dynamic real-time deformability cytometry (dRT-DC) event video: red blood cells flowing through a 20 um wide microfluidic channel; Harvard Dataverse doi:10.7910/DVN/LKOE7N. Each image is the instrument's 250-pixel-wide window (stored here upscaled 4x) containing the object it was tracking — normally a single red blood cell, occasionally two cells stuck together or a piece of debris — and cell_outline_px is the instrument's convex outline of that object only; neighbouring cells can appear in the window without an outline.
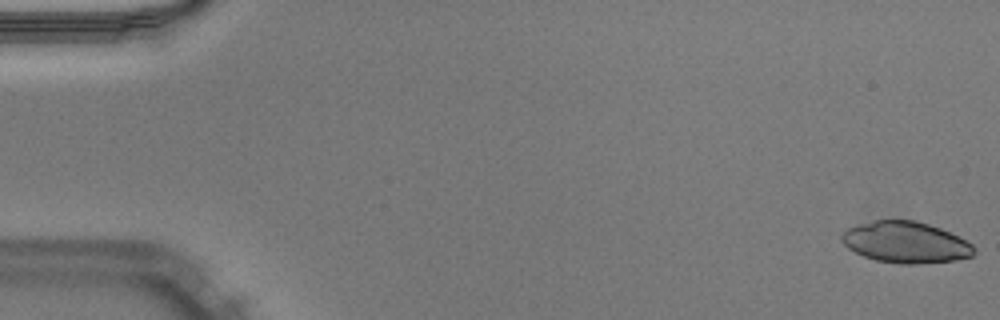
{"species": "Egyptian fruit bat (a non-hibernating species)", "species_latin": "Rousettus aegyptiacus", "temperature_condition": "warm", "stored_images_in_passage": 19, "camera_frame_rate_fps": 3000, "um_per_image_px": 0.085, "animal": {"sex": "male"}, "frame": {"image": 1, "passage_image": 1, "time_ms": 0.0, "image_size_px": [1000, 320], "cell_outline_px": [[976, 252], [972, 256], [956, 260], [916, 264], [900, 264], [876, 260], [864, 256], [848, 248], [840, 240], [840, 236], [848, 228], [860, 224], [876, 220], [912, 220], [928, 224], [940, 228], [972, 244]], "centroid_in_image_um": [76.97, 20.61], "position_along_channel_um": 8.0, "area_um2": 31.56}}
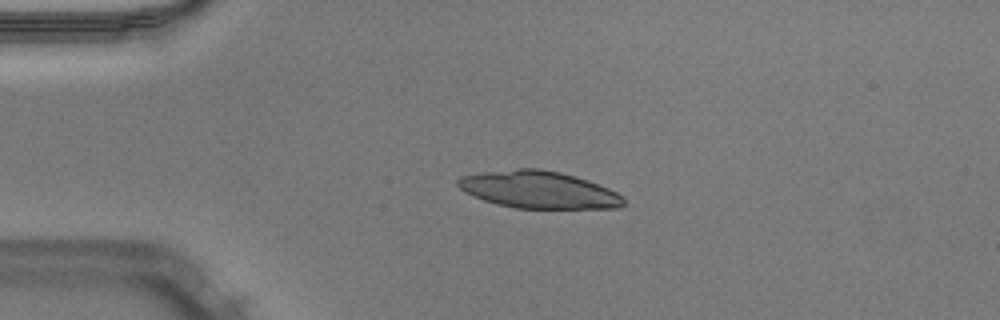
{"frame": {"image": 2, "passage_image": 12, "time_ms": 3.667, "image_size_px": [1000, 320], "cell_outline_px": [[624, 204], [620, 208], [516, 208], [484, 200], [464, 192], [456, 184], [456, 180], [464, 176], [484, 172], [520, 168], [540, 168], [560, 172], [588, 180], [608, 188], [624, 196]], "centroid_in_image_um": [45.81, 16.12], "position_along_channel_um": 39.2, "area_um2": 35.72}}